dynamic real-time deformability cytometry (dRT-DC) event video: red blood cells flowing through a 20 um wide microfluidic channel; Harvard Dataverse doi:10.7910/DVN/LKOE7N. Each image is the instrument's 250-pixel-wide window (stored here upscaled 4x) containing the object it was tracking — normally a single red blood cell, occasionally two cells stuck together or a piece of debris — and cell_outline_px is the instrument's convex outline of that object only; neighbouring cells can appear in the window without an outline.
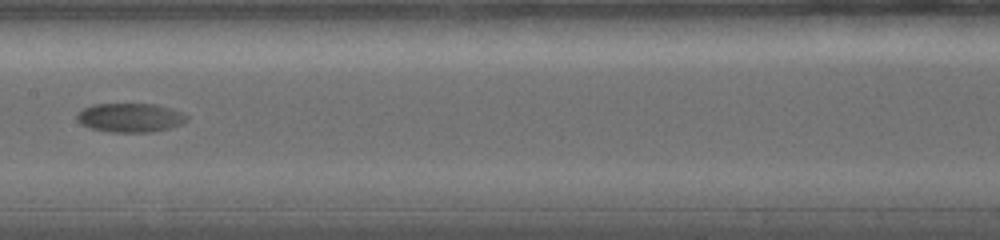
{"species": "common noctule bat (a hibernating species)", "species_latin": "Nyctalus noctula", "temperature_condition": "warm", "stored_images_in_passage": 18, "camera_frame_rate_fps": 5000, "um_per_image_px": 0.085, "animal": {"sex": "female", "body_mass_g": 19.0, "forearm_length_mm": 56.7}, "frame": {"image": 1, "passage_image": 6, "time_ms": 4.4, "image_size_px": [1000, 240], "cell_outline_px": [[188, 120], [180, 124], [168, 128], [152, 132], [112, 132], [92, 128], [80, 124], [76, 116], [76, 112], [92, 104], [156, 104], [184, 112], [188, 116]], "centroid_in_image_um": [11.07, 9.99], "position_along_channel_um": 196.3, "area_um2": 18.61}}
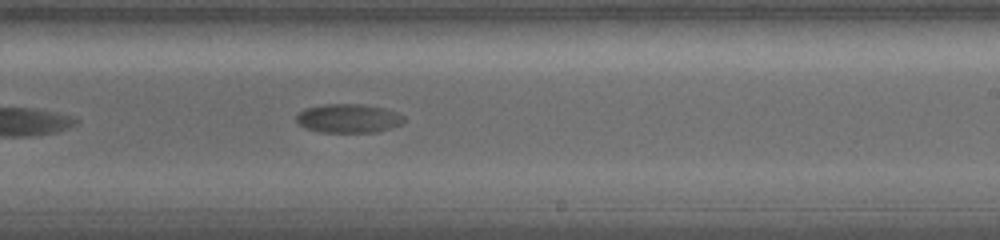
{"frame": {"image": 2, "passage_image": 8, "time_ms": 6.2, "image_size_px": [1000, 240], "cell_outline_px": [[404, 124], [376, 132], [320, 132], [308, 128], [300, 124], [296, 120], [296, 116], [304, 108], [324, 104], [364, 104], [384, 108], [396, 112], [404, 116]], "centroid_in_image_um": [29.65, 10.05], "position_along_channel_um": 259.4, "area_um2": 18.09}}
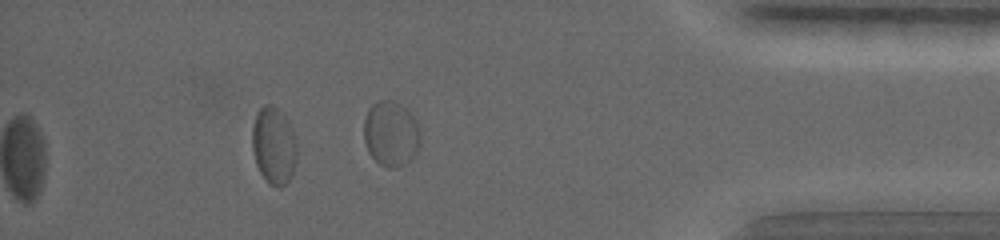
{"frame": {"image": 3, "passage_image": 14, "time_ms": 11.2, "image_size_px": [1000, 240], "cell_outline_px": [[296, 160], [292, 172], [288, 180], [284, 184], [268, 184], [260, 172], [256, 164], [252, 148], [252, 128], [256, 112], [264, 104], [272, 104], [280, 108], [284, 112], [296, 136]], "centroid_in_image_um": [23.26, 12.28], "position_along_channel_um": 411.9, "area_um2": 20.29}}